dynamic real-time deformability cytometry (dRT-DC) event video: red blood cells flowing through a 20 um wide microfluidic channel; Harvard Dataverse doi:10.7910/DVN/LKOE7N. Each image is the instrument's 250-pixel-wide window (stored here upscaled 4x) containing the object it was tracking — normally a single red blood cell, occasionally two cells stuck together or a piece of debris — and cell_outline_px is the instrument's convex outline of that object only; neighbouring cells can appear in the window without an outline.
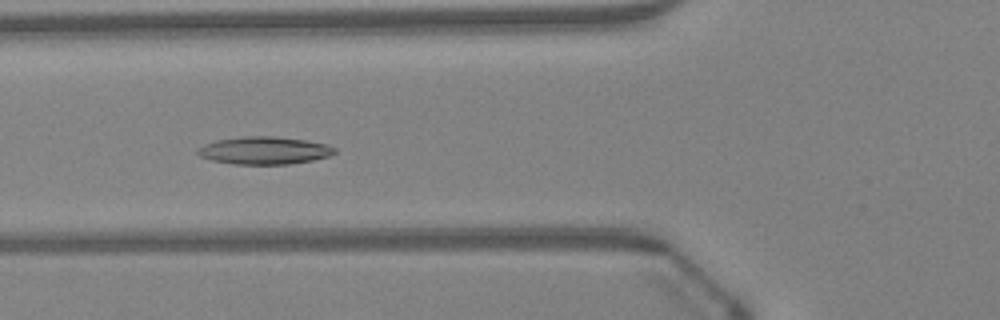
{"species": "Egyptian fruit bat (a non-hibernating species)", "species_latin": "Rousettus aegyptiacus", "temperature_condition": "warm", "stored_images_in_passage": 29, "camera_frame_rate_fps": 3000, "um_per_image_px": 0.085, "animal": {"sex": "female"}, "frame": {"image": 1, "passage_image": 9, "time_ms": 2.667, "image_size_px": [1000, 320], "cell_outline_px": [[336, 152], [328, 156], [312, 160], [288, 164], [232, 164], [212, 160], [200, 156], [196, 152], [196, 148], [204, 144], [216, 140], [244, 136], [276, 136], [304, 140], [324, 144], [336, 148]], "centroid_in_image_um": [22.41, 12.79], "position_along_channel_um": 103.4, "area_um2": 21.96}}
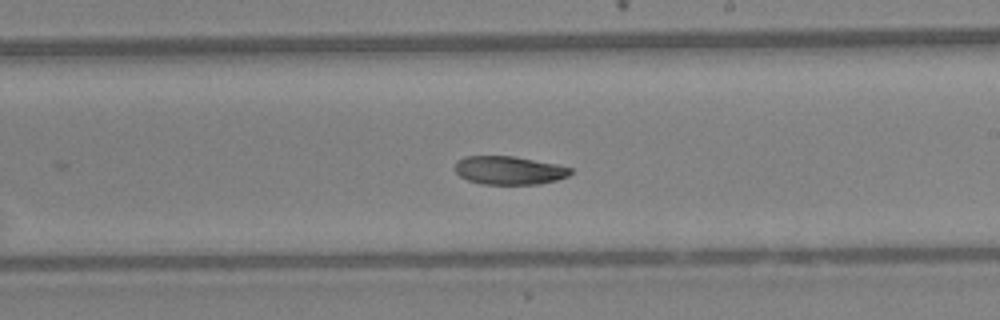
{"frame": {"image": 2, "passage_image": 19, "time_ms": 6.0, "image_size_px": [1000, 320], "cell_outline_px": [[572, 172], [568, 176], [556, 180], [540, 184], [480, 184], [468, 180], [460, 176], [456, 172], [456, 160], [464, 156], [512, 156], [556, 164], [572, 168]], "centroid_in_image_um": [43.26, 14.48], "position_along_channel_um": 245.7, "area_um2": 19.07}}
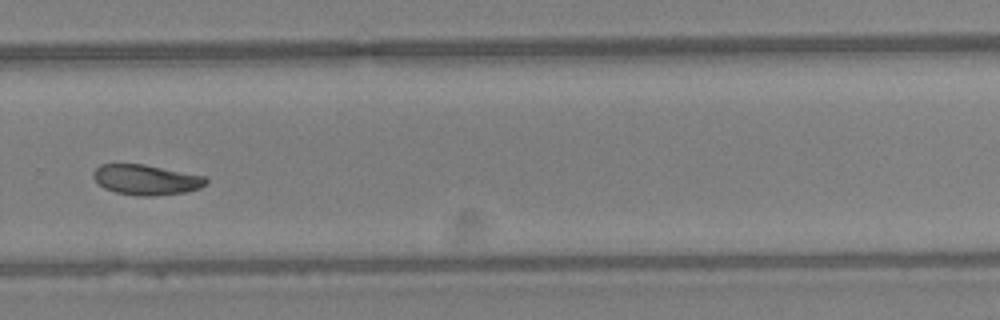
{"frame": {"image": 3, "passage_image": 24, "time_ms": 7.667, "image_size_px": [1000, 320], "cell_outline_px": [[208, 180], [200, 188], [184, 192], [156, 196], [136, 196], [116, 192], [104, 188], [92, 176], [92, 172], [100, 164], [144, 164], [204, 176]], "centroid_in_image_um": [12.39, 15.28], "position_along_channel_um": 317.4, "area_um2": 19.77}, "authors_computed_cell_mechanics": {"area_um2": 20.2878, "velocity_mm_per_s": 4.2821, "shape_relaxation_time_tau1_ms": null, "shape_relaxation_time_tau2_ms": 3.5921, "deformation_change_tau1": null, "deformation_change_tau2": 0.0752}}